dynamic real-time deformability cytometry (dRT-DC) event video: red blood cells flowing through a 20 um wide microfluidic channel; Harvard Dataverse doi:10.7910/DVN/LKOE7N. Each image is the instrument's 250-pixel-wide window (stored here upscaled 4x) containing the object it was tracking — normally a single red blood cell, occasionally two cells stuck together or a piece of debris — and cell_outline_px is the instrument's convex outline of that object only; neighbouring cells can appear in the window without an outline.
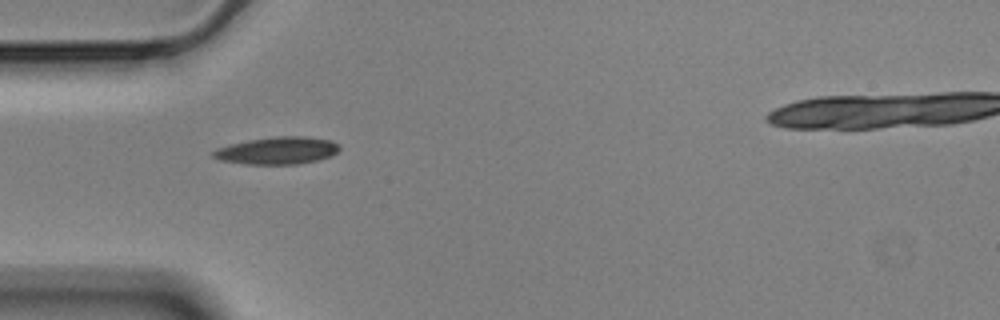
{"species": "Egyptian fruit bat (a non-hibernating species)", "species_latin": "Rousettus aegyptiacus", "temperature_condition": "cold", "stored_images_in_passage": 4, "camera_frame_rate_fps": 3000, "um_per_image_px": 0.085, "animal": {"sex": "male"}, "frame": {"image": 1, "passage_image": 1, "time_ms": 0.0, "image_size_px": [1000, 320], "cell_outline_px": [[340, 148], [332, 156], [316, 160], [296, 164], [244, 164], [220, 160], [212, 156], [212, 152], [216, 148], [248, 140], [276, 136], [304, 136], [332, 140], [340, 144]], "centroid_in_image_um": [23.59, 12.79], "position_along_channel_um": 61.4, "area_um2": 20.11}}
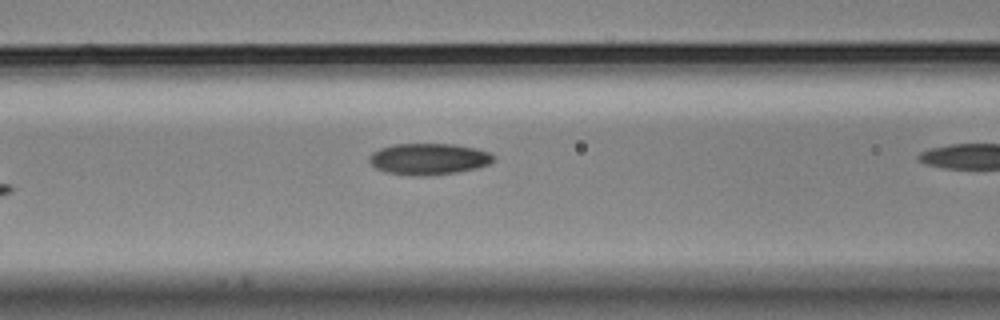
{"frame": {"image": 2, "passage_image": 3, "time_ms": 0.667, "image_size_px": [1000, 320], "cell_outline_px": [[496, 160], [488, 164], [476, 168], [456, 172], [428, 176], [412, 176], [384, 172], [376, 168], [368, 160], [368, 156], [372, 152], [380, 148], [396, 144], [456, 144], [476, 148], [492, 152], [496, 156]], "centroid_in_image_um": [36.46, 13.51], "position_along_channel_um": 130.1, "area_um2": 23.06}}